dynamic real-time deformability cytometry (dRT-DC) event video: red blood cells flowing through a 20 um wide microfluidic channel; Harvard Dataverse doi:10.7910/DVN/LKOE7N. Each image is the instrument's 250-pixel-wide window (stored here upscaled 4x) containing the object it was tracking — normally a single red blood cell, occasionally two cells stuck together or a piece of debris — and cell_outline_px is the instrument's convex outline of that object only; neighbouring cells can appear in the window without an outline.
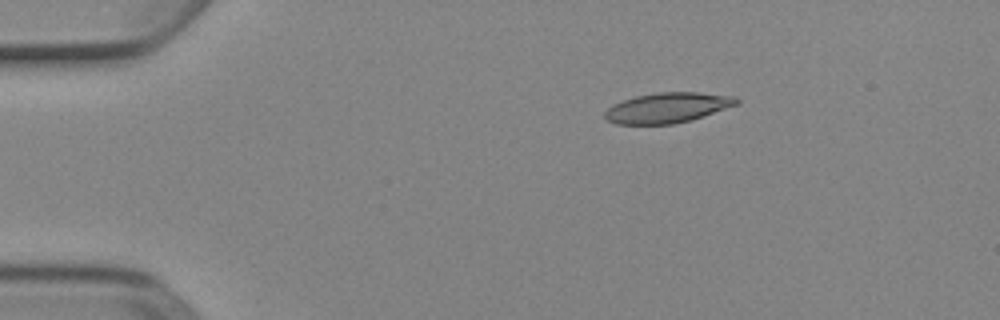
{"species": "Egyptian fruit bat (a non-hibernating species)", "species_latin": "Rousettus aegyptiacus", "temperature_condition": "cold", "stored_images_in_passage": 4, "camera_frame_rate_fps": 3000, "um_per_image_px": 0.085, "animal": {"sex": "female"}, "frame": {"image": 1, "passage_image": 3, "time_ms": 0.667, "image_size_px": [1000, 320], "cell_outline_px": [[740, 104], [692, 120], [672, 124], [616, 124], [608, 120], [604, 116], [604, 112], [612, 104], [636, 96], [656, 92], [700, 92], [736, 96], [740, 100]], "centroid_in_image_um": [56.79, 9.15], "position_along_channel_um": 28.2, "area_um2": 23.41}}
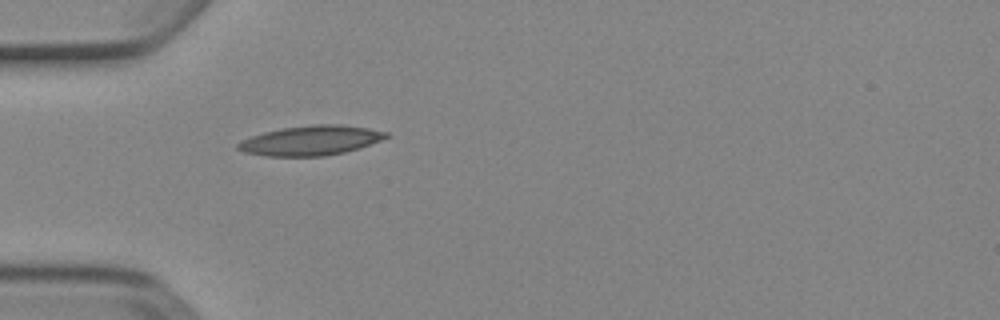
{"frame": {"image": 2, "passage_image": 4, "time_ms": 1.0, "image_size_px": [1000, 320], "cell_outline_px": [[388, 136], [380, 140], [360, 148], [344, 152], [324, 156], [268, 156], [244, 152], [236, 148], [236, 144], [240, 140], [264, 132], [284, 128], [312, 124], [340, 124], [368, 128], [388, 132]], "centroid_in_image_um": [26.4, 11.94], "position_along_channel_um": 58.6, "area_um2": 25.55}}